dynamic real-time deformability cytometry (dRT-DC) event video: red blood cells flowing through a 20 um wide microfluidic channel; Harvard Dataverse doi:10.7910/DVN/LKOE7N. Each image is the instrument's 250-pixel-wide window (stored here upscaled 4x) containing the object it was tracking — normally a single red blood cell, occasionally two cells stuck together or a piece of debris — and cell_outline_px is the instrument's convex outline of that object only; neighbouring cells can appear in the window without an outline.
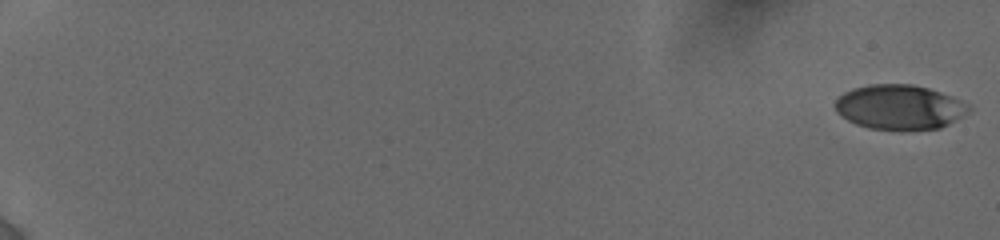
{"species": "human", "species_latin": "Homo sapiens", "temperature_condition": "cold", "stored_images_in_passage": 31, "camera_frame_rate_fps": 3000, "um_per_image_px": 0.085, "donor": {"sex": "female"}, "frame": {"image": 1, "passage_image": 1, "time_ms": 0.0, "image_size_px": [1000, 240], "cell_outline_px": [[972, 108], [964, 116], [940, 128], [900, 132], [868, 128], [856, 124], [840, 116], [836, 112], [836, 100], [844, 92], [852, 88], [872, 84], [912, 84], [928, 88], [952, 96], [968, 104]], "centroid_in_image_um": [76.47, 9.14], "position_along_channel_um": 8.5, "area_um2": 35.37}}
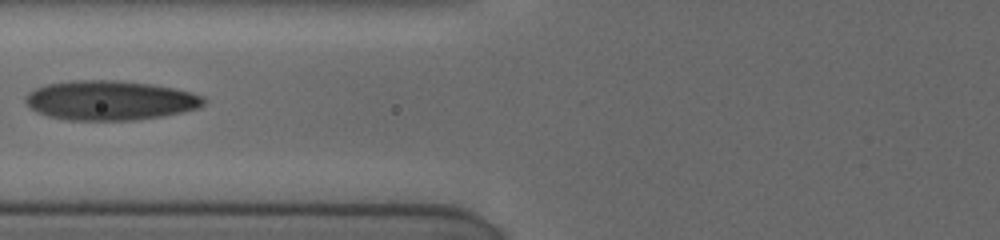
{"frame": {"image": 2, "passage_image": 16, "time_ms": 8.667, "image_size_px": [1000, 240], "cell_outline_px": [[208, 100], [200, 108], [184, 112], [164, 116], [132, 120], [68, 120], [48, 116], [32, 108], [24, 100], [24, 96], [28, 92], [44, 84], [72, 80], [120, 80], [152, 84], [192, 92], [204, 96]], "centroid_in_image_um": [9.4, 8.52], "position_along_channel_um": 116.4, "area_um2": 41.38}}
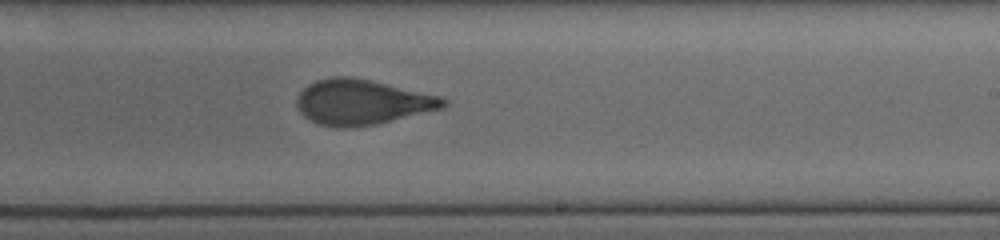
{"frame": {"image": 3, "passage_image": 31, "time_ms": 12.333, "image_size_px": [1000, 240], "cell_outline_px": [[448, 104], [444, 108], [376, 124], [348, 128], [336, 128], [320, 124], [308, 120], [300, 112], [296, 104], [296, 96], [308, 84], [316, 80], [336, 76], [352, 76], [440, 96], [448, 100]], "centroid_in_image_um": [30.74, 8.69], "position_along_channel_um": 258.3, "area_um2": 38.67}}